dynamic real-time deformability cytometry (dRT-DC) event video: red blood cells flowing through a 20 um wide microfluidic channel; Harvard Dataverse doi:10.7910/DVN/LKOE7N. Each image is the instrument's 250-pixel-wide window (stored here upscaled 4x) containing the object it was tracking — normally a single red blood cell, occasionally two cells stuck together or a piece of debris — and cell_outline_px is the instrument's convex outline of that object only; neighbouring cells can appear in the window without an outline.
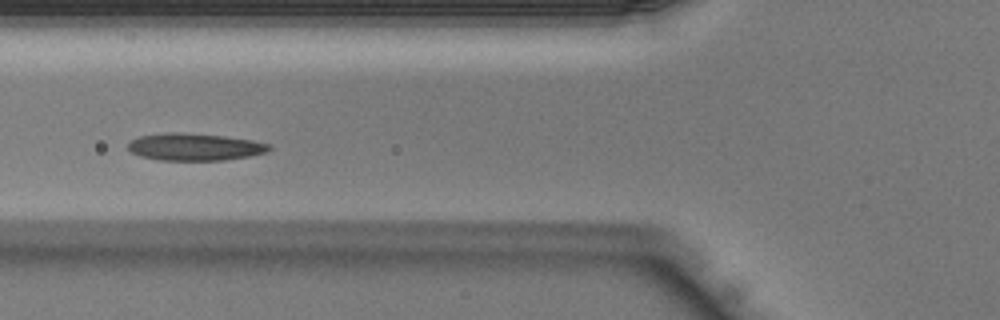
{"species": "Egyptian fruit bat (a non-hibernating species)", "species_latin": "Rousettus aegyptiacus", "temperature_condition": "warm", "stored_images_in_passage": 32, "camera_frame_rate_fps": 3000, "um_per_image_px": 0.085, "animal": {"sex": "male"}, "frame": {"image": 1, "passage_image": 4, "time_ms": 1.0, "image_size_px": [1000, 320], "cell_outline_px": [[272, 148], [268, 152], [248, 156], [224, 160], [156, 160], [140, 156], [132, 152], [128, 148], [128, 144], [132, 140], [140, 136], [164, 132], [184, 132], [224, 136], [252, 140], [272, 144]], "centroid_in_image_um": [16.57, 12.48], "position_along_channel_um": 109.2, "area_um2": 22.54}}
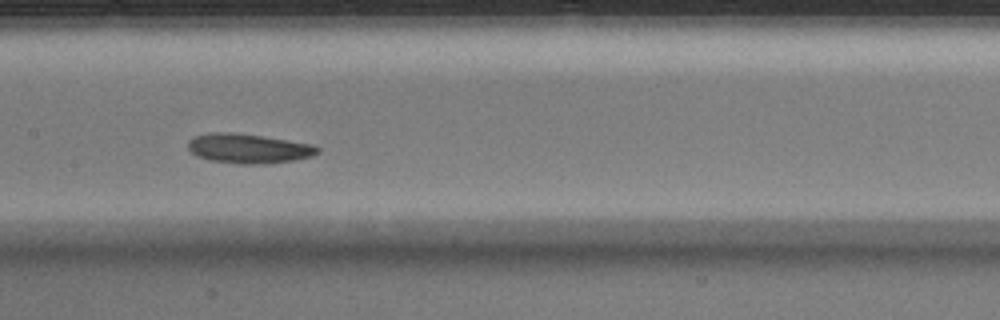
{"frame": {"image": 2, "passage_image": 9, "time_ms": 2.667, "image_size_px": [1000, 320], "cell_outline_px": [[320, 152], [312, 156], [292, 160], [264, 164], [240, 164], [208, 160], [196, 156], [188, 148], [188, 140], [192, 136], [208, 132], [236, 132], [312, 144], [320, 148]], "centroid_in_image_um": [21.07, 12.61], "position_along_channel_um": 186.3, "area_um2": 22.48}}
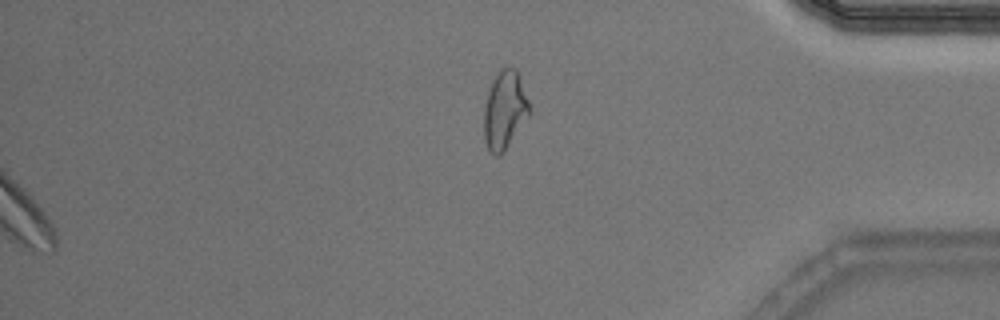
{"frame": {"image": 3, "passage_image": 32, "time_ms": 10.333, "image_size_px": [1000, 320], "cell_outline_px": [[528, 116], [504, 152], [500, 156], [496, 156], [488, 148], [484, 140], [484, 108], [488, 92], [492, 80], [496, 72], [504, 68], [516, 68], [520, 76], [528, 100]], "centroid_in_image_um": [42.88, 9.35], "position_along_channel_um": 392.3, "area_um2": 20.46}}